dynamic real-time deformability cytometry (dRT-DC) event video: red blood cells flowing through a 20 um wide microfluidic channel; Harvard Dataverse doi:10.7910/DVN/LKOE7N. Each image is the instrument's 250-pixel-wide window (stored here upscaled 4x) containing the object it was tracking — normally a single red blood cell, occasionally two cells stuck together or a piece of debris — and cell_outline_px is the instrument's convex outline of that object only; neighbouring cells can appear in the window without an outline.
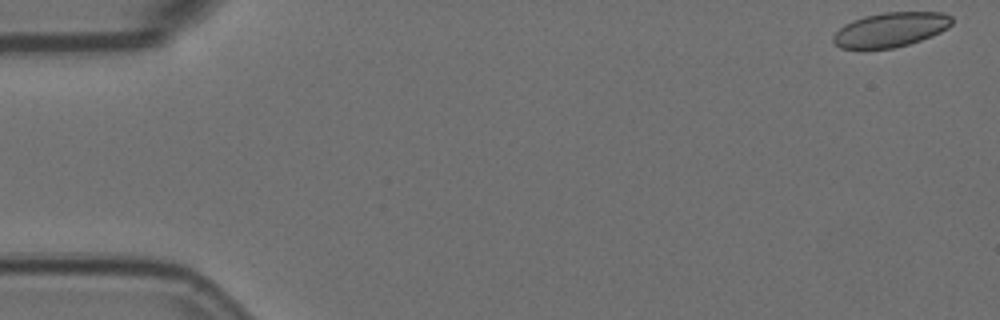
{"species": "Egyptian fruit bat (a non-hibernating species)", "species_latin": "Rousettus aegyptiacus", "temperature_condition": "room temperature", "stored_images_in_passage": 12, "camera_frame_rate_fps": 3000, "um_per_image_px": 0.085, "animal": {"sex": "female"}, "frame": {"image": 1, "passage_image": 1, "time_ms": 0.0, "image_size_px": [1000, 320], "cell_outline_px": [[952, 24], [948, 28], [932, 36], [908, 44], [892, 48], [860, 52], [840, 48], [832, 40], [832, 36], [844, 24], [852, 20], [864, 16], [884, 12], [944, 12], [952, 16]], "centroid_in_image_um": [75.65, 2.55], "position_along_channel_um": 9.4, "area_um2": 24.57}}